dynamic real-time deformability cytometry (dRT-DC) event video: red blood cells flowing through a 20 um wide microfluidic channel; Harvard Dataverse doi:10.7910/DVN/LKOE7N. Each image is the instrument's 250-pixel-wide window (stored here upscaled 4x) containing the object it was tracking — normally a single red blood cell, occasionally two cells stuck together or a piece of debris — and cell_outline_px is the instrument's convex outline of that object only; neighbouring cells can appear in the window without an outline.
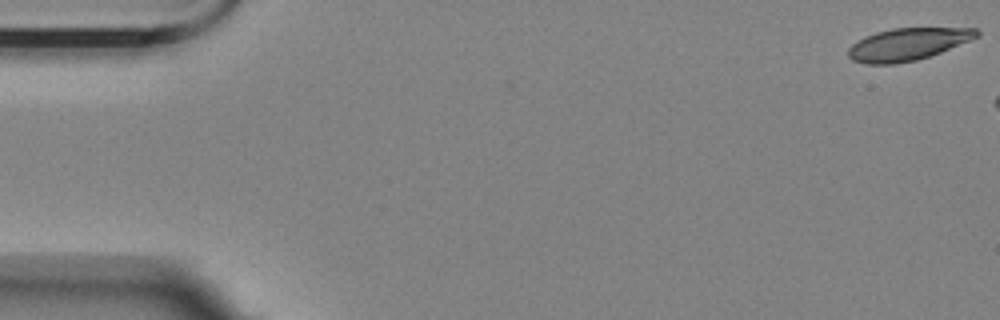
{"species": "Egyptian fruit bat (a non-hibernating species)", "species_latin": "Rousettus aegyptiacus", "temperature_condition": "room temperature", "stored_images_in_passage": 7, "camera_frame_rate_fps": 3000, "um_per_image_px": 0.085, "animal": {"sex": "female"}, "frame": {"image": 1, "passage_image": 1, "time_ms": 0.0, "image_size_px": [1000, 320], "cell_outline_px": [[980, 36], [940, 52], [916, 60], [896, 64], [868, 64], [852, 60], [848, 56], [848, 48], [856, 40], [864, 36], [876, 32], [892, 28], [976, 28], [980, 32]], "centroid_in_image_um": [77.12, 3.75], "position_along_channel_um": 7.9, "area_um2": 24.16}}